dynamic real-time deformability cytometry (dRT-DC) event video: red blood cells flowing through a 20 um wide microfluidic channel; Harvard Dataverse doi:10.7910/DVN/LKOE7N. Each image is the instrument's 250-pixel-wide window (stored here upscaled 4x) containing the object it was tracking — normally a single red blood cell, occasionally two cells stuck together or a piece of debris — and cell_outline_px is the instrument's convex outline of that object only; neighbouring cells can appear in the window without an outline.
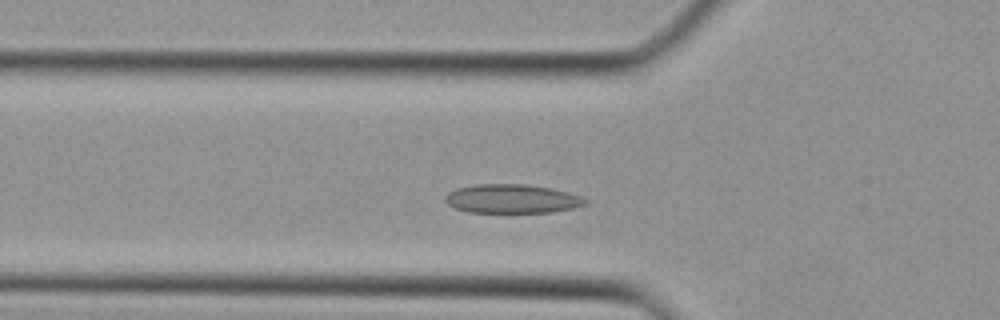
{"species": "Egyptian fruit bat (a non-hibernating species)", "species_latin": "Rousettus aegyptiacus", "temperature_condition": "cold", "stored_images_in_passage": 29, "camera_frame_rate_fps": 3000, "um_per_image_px": 0.085, "animal": {"sex": "female"}, "frame": {"image": 1, "passage_image": 2, "time_ms": 0.333, "image_size_px": [1000, 320], "cell_outline_px": [[588, 204], [572, 208], [552, 212], [468, 212], [456, 208], [448, 204], [444, 200], [448, 192], [456, 188], [476, 184], [528, 184], [552, 188], [568, 192], [580, 196], [588, 200]], "centroid_in_image_um": [43.53, 16.89], "position_along_channel_um": 82.3, "area_um2": 23.64}}
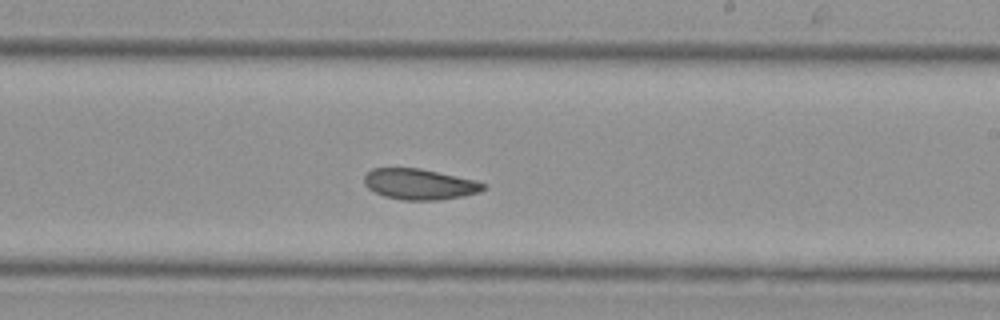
{"frame": {"image": 2, "passage_image": 12, "time_ms": 3.667, "image_size_px": [1000, 320], "cell_outline_px": [[488, 188], [480, 192], [464, 196], [440, 200], [400, 200], [384, 196], [368, 188], [364, 184], [364, 176], [372, 168], [420, 168], [476, 180], [484, 184]], "centroid_in_image_um": [35.68, 15.66], "position_along_channel_um": 253.3, "area_um2": 21.5}}
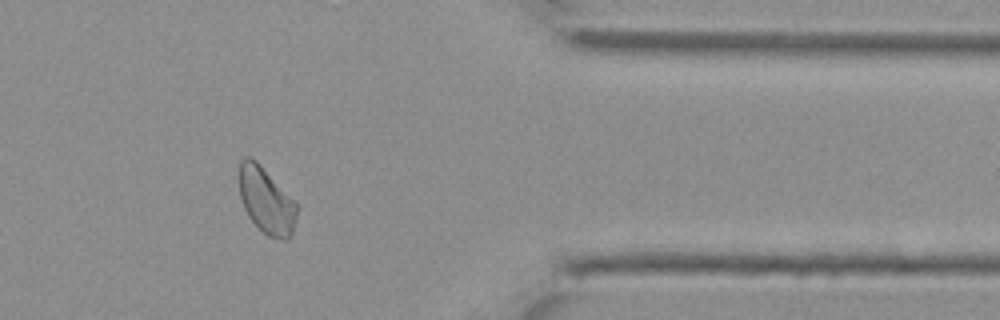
{"frame": {"image": 3, "passage_image": 21, "time_ms": 6.667, "image_size_px": [1000, 320], "cell_outline_px": [[296, 216], [292, 232], [284, 240], [268, 236], [248, 216], [244, 208], [240, 196], [240, 160], [244, 156], [248, 156], [256, 160], [296, 200]], "centroid_in_image_um": [22.64, 17.01], "position_along_channel_um": 388.8, "area_um2": 22.02}}